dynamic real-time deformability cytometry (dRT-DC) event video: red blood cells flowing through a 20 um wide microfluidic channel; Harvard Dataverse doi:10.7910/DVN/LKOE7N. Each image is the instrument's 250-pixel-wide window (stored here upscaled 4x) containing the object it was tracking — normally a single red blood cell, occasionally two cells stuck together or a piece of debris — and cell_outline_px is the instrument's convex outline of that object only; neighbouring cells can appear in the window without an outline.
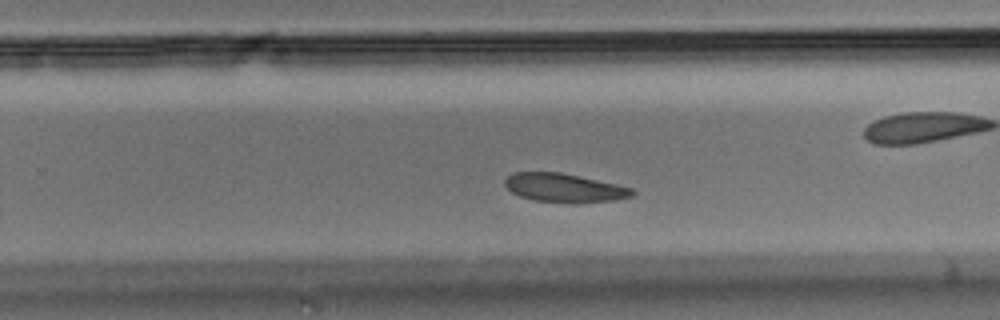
{"species": "Egyptian fruit bat (a non-hibernating species)", "species_latin": "Rousettus aegyptiacus", "temperature_condition": "room temperature", "stored_images_in_passage": 36, "camera_frame_rate_fps": 3000, "um_per_image_px": 0.085, "animal": {"sex": "male"}, "frame": {"image": 1, "passage_image": 21, "time_ms": 6.667, "image_size_px": [1000, 320], "cell_outline_px": [[636, 192], [632, 196], [616, 200], [576, 204], [568, 204], [532, 200], [520, 196], [512, 192], [504, 184], [504, 180], [512, 172], [560, 172], [616, 184], [632, 188]], "centroid_in_image_um": [47.97, 15.99], "position_along_channel_um": 281.8, "area_um2": 21.62}}